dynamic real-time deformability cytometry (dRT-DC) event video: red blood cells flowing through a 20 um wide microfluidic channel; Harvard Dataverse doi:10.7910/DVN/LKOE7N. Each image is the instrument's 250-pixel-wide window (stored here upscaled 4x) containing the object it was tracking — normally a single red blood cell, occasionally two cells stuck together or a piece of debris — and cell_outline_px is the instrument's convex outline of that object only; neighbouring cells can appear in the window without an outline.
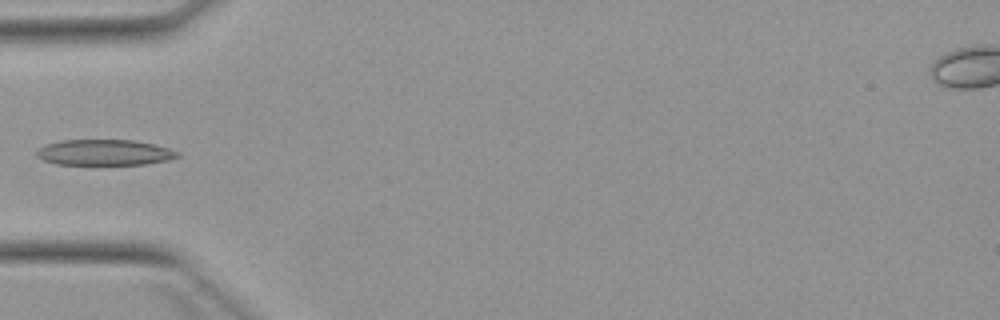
{"species": "Egyptian fruit bat (a non-hibernating species)", "species_latin": "Rousettus aegyptiacus", "temperature_condition": "warm", "stored_images_in_passage": 4, "camera_frame_rate_fps": 3000, "um_per_image_px": 0.085, "animal": {"sex": "female"}, "frame": {"image": 1, "passage_image": 3, "time_ms": 2.333, "image_size_px": [1000, 320], "cell_outline_px": [[180, 156], [168, 160], [144, 164], [56, 164], [44, 160], [36, 156], [36, 152], [44, 144], [60, 140], [132, 140], [152, 144], [168, 148], [180, 152]], "centroid_in_image_um": [8.86, 12.95], "position_along_channel_um": 76.1, "area_um2": 21.04}}
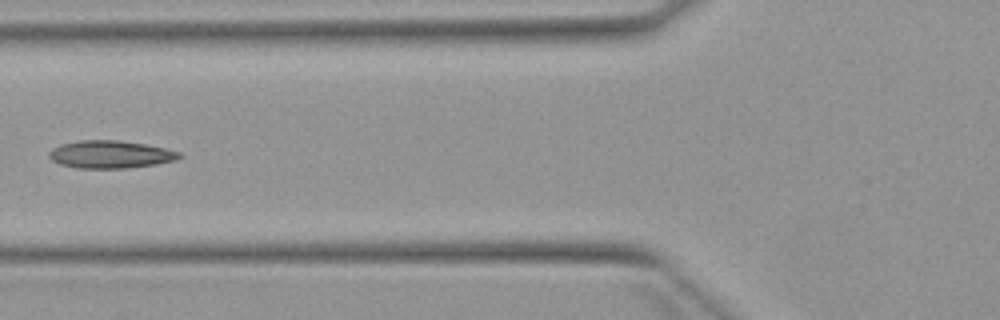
{"frame": {"image": 2, "passage_image": 4, "time_ms": 3.333, "image_size_px": [1000, 320], "cell_outline_px": [[184, 156], [176, 160], [156, 164], [128, 168], [76, 168], [60, 164], [52, 160], [48, 156], [48, 152], [52, 148], [60, 144], [80, 140], [116, 140], [144, 144], [164, 148], [180, 152]], "centroid_in_image_um": [9.37, 13.13], "position_along_channel_um": 116.4, "area_um2": 21.04}}